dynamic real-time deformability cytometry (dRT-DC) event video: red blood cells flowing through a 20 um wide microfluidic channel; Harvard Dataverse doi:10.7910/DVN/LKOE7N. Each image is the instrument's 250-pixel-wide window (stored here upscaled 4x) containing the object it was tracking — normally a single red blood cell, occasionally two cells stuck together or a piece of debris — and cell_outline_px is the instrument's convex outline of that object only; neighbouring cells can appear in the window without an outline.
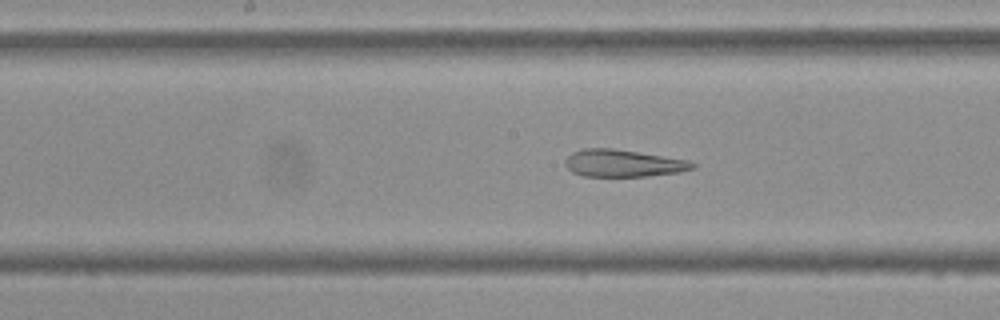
{"species": "Egyptian fruit bat (a non-hibernating species)", "species_latin": "Rousettus aegyptiacus", "temperature_condition": "cold", "stored_images_in_passage": 12, "camera_frame_rate_fps": 3000, "um_per_image_px": 0.085, "frame": {"image": 1, "passage_image": 10, "time_ms": 3.0, "image_size_px": [1000, 320], "cell_outline_px": [[696, 168], [680, 172], [648, 176], [584, 176], [572, 172], [564, 164], [564, 160], [572, 152], [584, 148], [612, 148], [688, 160], [696, 164]], "centroid_in_image_um": [52.96, 13.88], "position_along_channel_um": 195.2, "area_um2": 20.17}}